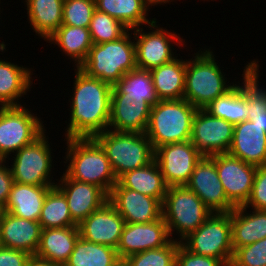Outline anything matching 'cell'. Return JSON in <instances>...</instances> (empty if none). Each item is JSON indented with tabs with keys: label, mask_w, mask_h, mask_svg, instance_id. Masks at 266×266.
I'll use <instances>...</instances> for the list:
<instances>
[{
	"label": "cell",
	"mask_w": 266,
	"mask_h": 266,
	"mask_svg": "<svg viewBox=\"0 0 266 266\" xmlns=\"http://www.w3.org/2000/svg\"><path fill=\"white\" fill-rule=\"evenodd\" d=\"M70 120L65 139L90 138L108 130L113 86L75 69Z\"/></svg>",
	"instance_id": "1"
},
{
	"label": "cell",
	"mask_w": 266,
	"mask_h": 266,
	"mask_svg": "<svg viewBox=\"0 0 266 266\" xmlns=\"http://www.w3.org/2000/svg\"><path fill=\"white\" fill-rule=\"evenodd\" d=\"M65 173L73 180L102 188L108 195L117 183L109 159L100 144L93 138L66 139Z\"/></svg>",
	"instance_id": "2"
},
{
	"label": "cell",
	"mask_w": 266,
	"mask_h": 266,
	"mask_svg": "<svg viewBox=\"0 0 266 266\" xmlns=\"http://www.w3.org/2000/svg\"><path fill=\"white\" fill-rule=\"evenodd\" d=\"M213 53L210 49H200V52L194 54V59L186 62L183 99L197 109H204L234 86L226 83L227 78Z\"/></svg>",
	"instance_id": "3"
},
{
	"label": "cell",
	"mask_w": 266,
	"mask_h": 266,
	"mask_svg": "<svg viewBox=\"0 0 266 266\" xmlns=\"http://www.w3.org/2000/svg\"><path fill=\"white\" fill-rule=\"evenodd\" d=\"M197 108L185 99L159 100L151 106L146 136L153 149L189 141Z\"/></svg>",
	"instance_id": "4"
},
{
	"label": "cell",
	"mask_w": 266,
	"mask_h": 266,
	"mask_svg": "<svg viewBox=\"0 0 266 266\" xmlns=\"http://www.w3.org/2000/svg\"><path fill=\"white\" fill-rule=\"evenodd\" d=\"M126 32L115 41L93 44L86 61L79 67L88 76L114 86L128 72L136 70L135 41Z\"/></svg>",
	"instance_id": "5"
},
{
	"label": "cell",
	"mask_w": 266,
	"mask_h": 266,
	"mask_svg": "<svg viewBox=\"0 0 266 266\" xmlns=\"http://www.w3.org/2000/svg\"><path fill=\"white\" fill-rule=\"evenodd\" d=\"M93 138L105 151L117 179L154 160L155 150L145 133L105 130Z\"/></svg>",
	"instance_id": "6"
},
{
	"label": "cell",
	"mask_w": 266,
	"mask_h": 266,
	"mask_svg": "<svg viewBox=\"0 0 266 266\" xmlns=\"http://www.w3.org/2000/svg\"><path fill=\"white\" fill-rule=\"evenodd\" d=\"M213 212L186 185L169 186L162 203V217L170 237L178 234L181 243L194 232ZM180 234V235H179Z\"/></svg>",
	"instance_id": "7"
},
{
	"label": "cell",
	"mask_w": 266,
	"mask_h": 266,
	"mask_svg": "<svg viewBox=\"0 0 266 266\" xmlns=\"http://www.w3.org/2000/svg\"><path fill=\"white\" fill-rule=\"evenodd\" d=\"M181 243L190 252L220 259L226 266H230L234 254L230 212L212 213Z\"/></svg>",
	"instance_id": "8"
},
{
	"label": "cell",
	"mask_w": 266,
	"mask_h": 266,
	"mask_svg": "<svg viewBox=\"0 0 266 266\" xmlns=\"http://www.w3.org/2000/svg\"><path fill=\"white\" fill-rule=\"evenodd\" d=\"M30 111L23 105L0 109V160L8 159L46 131L43 121Z\"/></svg>",
	"instance_id": "9"
},
{
	"label": "cell",
	"mask_w": 266,
	"mask_h": 266,
	"mask_svg": "<svg viewBox=\"0 0 266 266\" xmlns=\"http://www.w3.org/2000/svg\"><path fill=\"white\" fill-rule=\"evenodd\" d=\"M45 131L32 143L15 153L10 170L16 183L28 185H56L52 174L51 148Z\"/></svg>",
	"instance_id": "10"
},
{
	"label": "cell",
	"mask_w": 266,
	"mask_h": 266,
	"mask_svg": "<svg viewBox=\"0 0 266 266\" xmlns=\"http://www.w3.org/2000/svg\"><path fill=\"white\" fill-rule=\"evenodd\" d=\"M156 21L148 25L152 31L145 32L140 27L132 29L134 30V41H136L134 43L137 69L150 71L173 60L176 57L172 49V42L175 40L180 46L184 45L183 42L185 43L176 33L158 27Z\"/></svg>",
	"instance_id": "11"
},
{
	"label": "cell",
	"mask_w": 266,
	"mask_h": 266,
	"mask_svg": "<svg viewBox=\"0 0 266 266\" xmlns=\"http://www.w3.org/2000/svg\"><path fill=\"white\" fill-rule=\"evenodd\" d=\"M233 132V124L212 116L205 109H197L192 120L190 141L203 157H211L228 153Z\"/></svg>",
	"instance_id": "12"
},
{
	"label": "cell",
	"mask_w": 266,
	"mask_h": 266,
	"mask_svg": "<svg viewBox=\"0 0 266 266\" xmlns=\"http://www.w3.org/2000/svg\"><path fill=\"white\" fill-rule=\"evenodd\" d=\"M202 157L189 140L156 148L154 159L169 187L186 185Z\"/></svg>",
	"instance_id": "13"
},
{
	"label": "cell",
	"mask_w": 266,
	"mask_h": 266,
	"mask_svg": "<svg viewBox=\"0 0 266 266\" xmlns=\"http://www.w3.org/2000/svg\"><path fill=\"white\" fill-rule=\"evenodd\" d=\"M211 158L215 161L227 199L235 207L243 206L251 194L257 167L229 153L216 154Z\"/></svg>",
	"instance_id": "14"
},
{
	"label": "cell",
	"mask_w": 266,
	"mask_h": 266,
	"mask_svg": "<svg viewBox=\"0 0 266 266\" xmlns=\"http://www.w3.org/2000/svg\"><path fill=\"white\" fill-rule=\"evenodd\" d=\"M172 239L163 217L150 223H125L117 255L124 260L130 255L163 247Z\"/></svg>",
	"instance_id": "15"
},
{
	"label": "cell",
	"mask_w": 266,
	"mask_h": 266,
	"mask_svg": "<svg viewBox=\"0 0 266 266\" xmlns=\"http://www.w3.org/2000/svg\"><path fill=\"white\" fill-rule=\"evenodd\" d=\"M186 186L194 192L213 213H229L235 206L227 199L219 180L215 161L202 157L196 164Z\"/></svg>",
	"instance_id": "16"
},
{
	"label": "cell",
	"mask_w": 266,
	"mask_h": 266,
	"mask_svg": "<svg viewBox=\"0 0 266 266\" xmlns=\"http://www.w3.org/2000/svg\"><path fill=\"white\" fill-rule=\"evenodd\" d=\"M108 201L125 220V223H150L162 218L160 200L124 188L118 182L112 187Z\"/></svg>",
	"instance_id": "17"
},
{
	"label": "cell",
	"mask_w": 266,
	"mask_h": 266,
	"mask_svg": "<svg viewBox=\"0 0 266 266\" xmlns=\"http://www.w3.org/2000/svg\"><path fill=\"white\" fill-rule=\"evenodd\" d=\"M55 186L64 194L71 217L77 225L102 207L109 198L102 188L73 180L65 172Z\"/></svg>",
	"instance_id": "18"
},
{
	"label": "cell",
	"mask_w": 266,
	"mask_h": 266,
	"mask_svg": "<svg viewBox=\"0 0 266 266\" xmlns=\"http://www.w3.org/2000/svg\"><path fill=\"white\" fill-rule=\"evenodd\" d=\"M125 226V220L114 206L107 201L92 212L79 225L80 237L97 244L117 248Z\"/></svg>",
	"instance_id": "19"
},
{
	"label": "cell",
	"mask_w": 266,
	"mask_h": 266,
	"mask_svg": "<svg viewBox=\"0 0 266 266\" xmlns=\"http://www.w3.org/2000/svg\"><path fill=\"white\" fill-rule=\"evenodd\" d=\"M39 221L16 217L0 212V246L21 250L35 256L41 237Z\"/></svg>",
	"instance_id": "20"
},
{
	"label": "cell",
	"mask_w": 266,
	"mask_h": 266,
	"mask_svg": "<svg viewBox=\"0 0 266 266\" xmlns=\"http://www.w3.org/2000/svg\"><path fill=\"white\" fill-rule=\"evenodd\" d=\"M150 110L151 105L148 102L132 100L123 93H111L108 130L145 133L149 122Z\"/></svg>",
	"instance_id": "21"
},
{
	"label": "cell",
	"mask_w": 266,
	"mask_h": 266,
	"mask_svg": "<svg viewBox=\"0 0 266 266\" xmlns=\"http://www.w3.org/2000/svg\"><path fill=\"white\" fill-rule=\"evenodd\" d=\"M228 153L256 167L266 165V132L251 120L234 125Z\"/></svg>",
	"instance_id": "22"
},
{
	"label": "cell",
	"mask_w": 266,
	"mask_h": 266,
	"mask_svg": "<svg viewBox=\"0 0 266 266\" xmlns=\"http://www.w3.org/2000/svg\"><path fill=\"white\" fill-rule=\"evenodd\" d=\"M79 236L78 226L42 229L35 257L64 266Z\"/></svg>",
	"instance_id": "23"
},
{
	"label": "cell",
	"mask_w": 266,
	"mask_h": 266,
	"mask_svg": "<svg viewBox=\"0 0 266 266\" xmlns=\"http://www.w3.org/2000/svg\"><path fill=\"white\" fill-rule=\"evenodd\" d=\"M55 185H28L14 182L2 211L32 221H39L48 190Z\"/></svg>",
	"instance_id": "24"
},
{
	"label": "cell",
	"mask_w": 266,
	"mask_h": 266,
	"mask_svg": "<svg viewBox=\"0 0 266 266\" xmlns=\"http://www.w3.org/2000/svg\"><path fill=\"white\" fill-rule=\"evenodd\" d=\"M247 209L238 206L230 212L233 251L266 237V210L253 209L248 213Z\"/></svg>",
	"instance_id": "25"
},
{
	"label": "cell",
	"mask_w": 266,
	"mask_h": 266,
	"mask_svg": "<svg viewBox=\"0 0 266 266\" xmlns=\"http://www.w3.org/2000/svg\"><path fill=\"white\" fill-rule=\"evenodd\" d=\"M177 57L149 71L159 100L183 99L184 97L187 59Z\"/></svg>",
	"instance_id": "26"
},
{
	"label": "cell",
	"mask_w": 266,
	"mask_h": 266,
	"mask_svg": "<svg viewBox=\"0 0 266 266\" xmlns=\"http://www.w3.org/2000/svg\"><path fill=\"white\" fill-rule=\"evenodd\" d=\"M31 72L29 68L0 59V106H21L18 100L31 89Z\"/></svg>",
	"instance_id": "27"
},
{
	"label": "cell",
	"mask_w": 266,
	"mask_h": 266,
	"mask_svg": "<svg viewBox=\"0 0 266 266\" xmlns=\"http://www.w3.org/2000/svg\"><path fill=\"white\" fill-rule=\"evenodd\" d=\"M117 182L124 188L151 196L162 203L168 188L155 159L146 166L124 173Z\"/></svg>",
	"instance_id": "28"
},
{
	"label": "cell",
	"mask_w": 266,
	"mask_h": 266,
	"mask_svg": "<svg viewBox=\"0 0 266 266\" xmlns=\"http://www.w3.org/2000/svg\"><path fill=\"white\" fill-rule=\"evenodd\" d=\"M25 2L32 29L47 41L63 23L64 0H25Z\"/></svg>",
	"instance_id": "29"
},
{
	"label": "cell",
	"mask_w": 266,
	"mask_h": 266,
	"mask_svg": "<svg viewBox=\"0 0 266 266\" xmlns=\"http://www.w3.org/2000/svg\"><path fill=\"white\" fill-rule=\"evenodd\" d=\"M96 9L120 21L129 30L149 25L156 19L147 18L148 8L152 6L147 0H95Z\"/></svg>",
	"instance_id": "30"
},
{
	"label": "cell",
	"mask_w": 266,
	"mask_h": 266,
	"mask_svg": "<svg viewBox=\"0 0 266 266\" xmlns=\"http://www.w3.org/2000/svg\"><path fill=\"white\" fill-rule=\"evenodd\" d=\"M252 60L244 67L241 90L248 100L247 120L266 132V89L259 86V64Z\"/></svg>",
	"instance_id": "31"
},
{
	"label": "cell",
	"mask_w": 266,
	"mask_h": 266,
	"mask_svg": "<svg viewBox=\"0 0 266 266\" xmlns=\"http://www.w3.org/2000/svg\"><path fill=\"white\" fill-rule=\"evenodd\" d=\"M58 45L79 68L87 59L93 43L88 28L61 25L47 42Z\"/></svg>",
	"instance_id": "32"
},
{
	"label": "cell",
	"mask_w": 266,
	"mask_h": 266,
	"mask_svg": "<svg viewBox=\"0 0 266 266\" xmlns=\"http://www.w3.org/2000/svg\"><path fill=\"white\" fill-rule=\"evenodd\" d=\"M119 257L115 248L79 236L64 266H113Z\"/></svg>",
	"instance_id": "33"
},
{
	"label": "cell",
	"mask_w": 266,
	"mask_h": 266,
	"mask_svg": "<svg viewBox=\"0 0 266 266\" xmlns=\"http://www.w3.org/2000/svg\"><path fill=\"white\" fill-rule=\"evenodd\" d=\"M204 109L212 116L236 125L247 120L248 100L241 86L234 84L229 91L213 100Z\"/></svg>",
	"instance_id": "34"
},
{
	"label": "cell",
	"mask_w": 266,
	"mask_h": 266,
	"mask_svg": "<svg viewBox=\"0 0 266 266\" xmlns=\"http://www.w3.org/2000/svg\"><path fill=\"white\" fill-rule=\"evenodd\" d=\"M39 223L42 229L78 226L72 219L64 194L56 187H51L44 199Z\"/></svg>",
	"instance_id": "35"
},
{
	"label": "cell",
	"mask_w": 266,
	"mask_h": 266,
	"mask_svg": "<svg viewBox=\"0 0 266 266\" xmlns=\"http://www.w3.org/2000/svg\"><path fill=\"white\" fill-rule=\"evenodd\" d=\"M111 93H123L132 100L148 102L151 106L159 101L150 72L146 70L136 69L128 72L113 86Z\"/></svg>",
	"instance_id": "36"
},
{
	"label": "cell",
	"mask_w": 266,
	"mask_h": 266,
	"mask_svg": "<svg viewBox=\"0 0 266 266\" xmlns=\"http://www.w3.org/2000/svg\"><path fill=\"white\" fill-rule=\"evenodd\" d=\"M93 44L115 41L130 31L120 21L114 17L95 10L88 27Z\"/></svg>",
	"instance_id": "37"
},
{
	"label": "cell",
	"mask_w": 266,
	"mask_h": 266,
	"mask_svg": "<svg viewBox=\"0 0 266 266\" xmlns=\"http://www.w3.org/2000/svg\"><path fill=\"white\" fill-rule=\"evenodd\" d=\"M181 243L172 239L167 245L128 256L125 266H175V258Z\"/></svg>",
	"instance_id": "38"
},
{
	"label": "cell",
	"mask_w": 266,
	"mask_h": 266,
	"mask_svg": "<svg viewBox=\"0 0 266 266\" xmlns=\"http://www.w3.org/2000/svg\"><path fill=\"white\" fill-rule=\"evenodd\" d=\"M95 10V0H64L62 25L88 28Z\"/></svg>",
	"instance_id": "39"
},
{
	"label": "cell",
	"mask_w": 266,
	"mask_h": 266,
	"mask_svg": "<svg viewBox=\"0 0 266 266\" xmlns=\"http://www.w3.org/2000/svg\"><path fill=\"white\" fill-rule=\"evenodd\" d=\"M230 266H266V237L237 248Z\"/></svg>",
	"instance_id": "40"
},
{
	"label": "cell",
	"mask_w": 266,
	"mask_h": 266,
	"mask_svg": "<svg viewBox=\"0 0 266 266\" xmlns=\"http://www.w3.org/2000/svg\"><path fill=\"white\" fill-rule=\"evenodd\" d=\"M251 210H266V165L257 167L251 194L243 205Z\"/></svg>",
	"instance_id": "41"
},
{
	"label": "cell",
	"mask_w": 266,
	"mask_h": 266,
	"mask_svg": "<svg viewBox=\"0 0 266 266\" xmlns=\"http://www.w3.org/2000/svg\"><path fill=\"white\" fill-rule=\"evenodd\" d=\"M175 266H226L220 259L190 252L182 243L179 245Z\"/></svg>",
	"instance_id": "42"
},
{
	"label": "cell",
	"mask_w": 266,
	"mask_h": 266,
	"mask_svg": "<svg viewBox=\"0 0 266 266\" xmlns=\"http://www.w3.org/2000/svg\"><path fill=\"white\" fill-rule=\"evenodd\" d=\"M31 257L27 252L0 246V266H27Z\"/></svg>",
	"instance_id": "43"
},
{
	"label": "cell",
	"mask_w": 266,
	"mask_h": 266,
	"mask_svg": "<svg viewBox=\"0 0 266 266\" xmlns=\"http://www.w3.org/2000/svg\"><path fill=\"white\" fill-rule=\"evenodd\" d=\"M6 160H0V209L3 210L14 183L10 166L6 165Z\"/></svg>",
	"instance_id": "44"
},
{
	"label": "cell",
	"mask_w": 266,
	"mask_h": 266,
	"mask_svg": "<svg viewBox=\"0 0 266 266\" xmlns=\"http://www.w3.org/2000/svg\"><path fill=\"white\" fill-rule=\"evenodd\" d=\"M27 266H61V265L54 264L50 261L42 260L35 256H32Z\"/></svg>",
	"instance_id": "45"
},
{
	"label": "cell",
	"mask_w": 266,
	"mask_h": 266,
	"mask_svg": "<svg viewBox=\"0 0 266 266\" xmlns=\"http://www.w3.org/2000/svg\"><path fill=\"white\" fill-rule=\"evenodd\" d=\"M152 6H155V5H164L166 3H169V2H172L173 0H147Z\"/></svg>",
	"instance_id": "46"
},
{
	"label": "cell",
	"mask_w": 266,
	"mask_h": 266,
	"mask_svg": "<svg viewBox=\"0 0 266 266\" xmlns=\"http://www.w3.org/2000/svg\"><path fill=\"white\" fill-rule=\"evenodd\" d=\"M113 266H125L124 260L119 259Z\"/></svg>",
	"instance_id": "47"
}]
</instances>
